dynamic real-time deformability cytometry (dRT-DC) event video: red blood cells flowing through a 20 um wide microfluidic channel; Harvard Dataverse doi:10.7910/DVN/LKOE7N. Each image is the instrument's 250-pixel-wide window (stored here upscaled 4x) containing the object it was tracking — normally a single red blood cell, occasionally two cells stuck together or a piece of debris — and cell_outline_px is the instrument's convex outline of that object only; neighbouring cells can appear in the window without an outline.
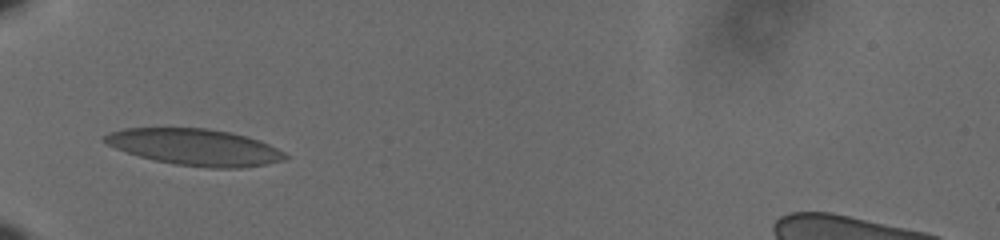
{"species": "human", "species_latin": "Homo sapiens", "temperature_condition": "cold", "stored_images_in_passage": 38, "camera_frame_rate_fps": 3000, "um_per_image_px": 0.085, "donor": {"sex": "male"}, "frame": {"image": 1, "passage_image": 1, "time_ms": 0.0, "image_size_px": [1000, 240], "cell_outline_px": [[288, 156], [284, 160], [268, 164], [244, 168], [208, 168], [176, 164], [156, 160], [140, 156], [116, 148], [100, 140], [108, 132], [124, 128], [208, 128], [232, 132], [248, 136], [260, 140], [284, 152]], "centroid_in_image_um": [16.6, 12.5], "position_along_channel_um": 68.4, "area_um2": 38.49}}
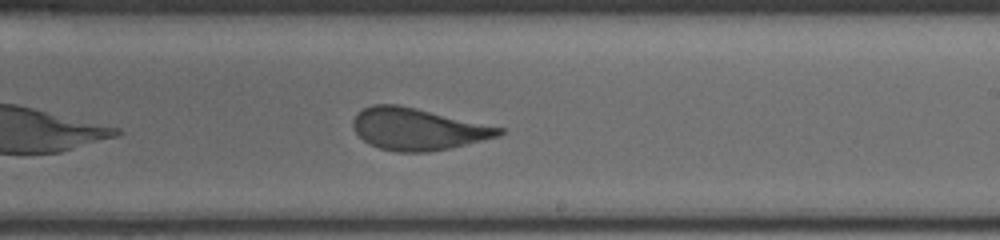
{"frame": {"image": 2, "passage_image": 17, "time_ms": 5.333, "image_size_px": [1000, 240], "cell_outline_px": [[504, 132], [500, 136], [448, 148], [428, 152], [396, 152], [380, 148], [368, 144], [352, 128], [352, 120], [356, 112], [372, 104], [396, 104], [416, 108], [504, 128]], "centroid_in_image_um": [35.46, 10.96], "position_along_channel_um": 253.5, "area_um2": 35.55}}
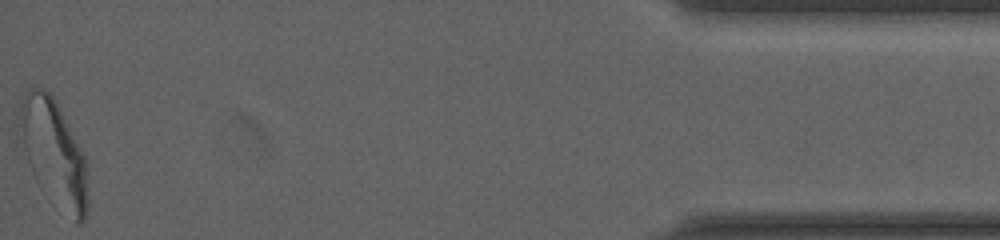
{"frame": {"image": 3, "passage_image": 38, "time_ms": 12.333, "image_size_px": [1000, 240], "cell_outline_px": [[88, 216], [80, 224], [76, 224], [16, 132], [16, 124], [20, 104], [24, 96], [32, 88], [44, 88], [52, 92], [84, 156], [88, 172]], "centroid_in_image_um": [4.65, 12.75], "position_along_channel_um": 430.5, "area_um2": 38.61}, "authors_computed_cell_mechanics": {"area_um2": 36.1828, "velocity_mm_per_s": 3.5819, "shape_relaxation_time_tau1_ms": 5.4908, "shape_relaxation_time_tau2_ms": 0.9453, "deformation_change_tau1": 0.1749, "deformation_change_tau2": 0.0667}}